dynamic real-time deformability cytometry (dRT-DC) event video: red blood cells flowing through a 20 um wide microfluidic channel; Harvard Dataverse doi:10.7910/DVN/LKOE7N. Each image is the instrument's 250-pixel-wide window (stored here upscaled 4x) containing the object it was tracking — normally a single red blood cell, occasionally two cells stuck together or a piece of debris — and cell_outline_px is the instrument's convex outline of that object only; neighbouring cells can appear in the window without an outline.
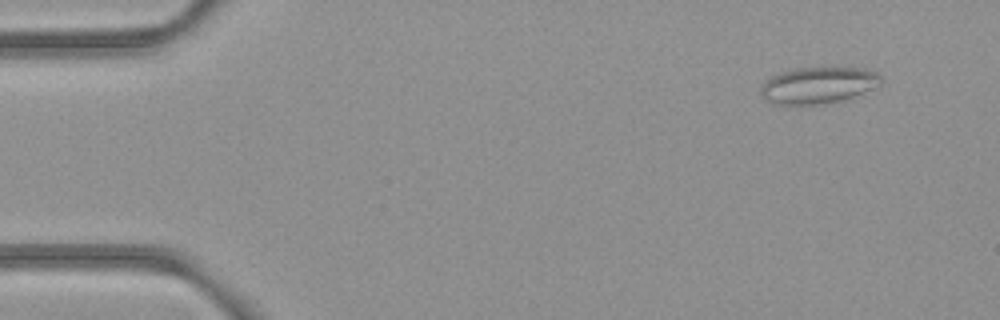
{"species": "common noctule bat (a hibernating species)", "species_latin": "Nyctalus noctula", "temperature_condition": "room temperature", "stored_images_in_passage": 53, "camera_frame_rate_fps": 3000, "um_per_image_px": 0.085, "animal": {"sex": "female", "body_mass_g": 21.9}, "frame": {"image": 1, "passage_image": 5, "time_ms": 1.333, "image_size_px": [1000, 320], "cell_outline_px": [[880, 84], [852, 96], [840, 100], [816, 104], [772, 104], [764, 100], [760, 92], [760, 84], [764, 80], [772, 76], [792, 68], [864, 68], [876, 72], [880, 76]], "centroid_in_image_um": [69.44, 7.23], "position_along_channel_um": 15.6, "area_um2": 25.26}}
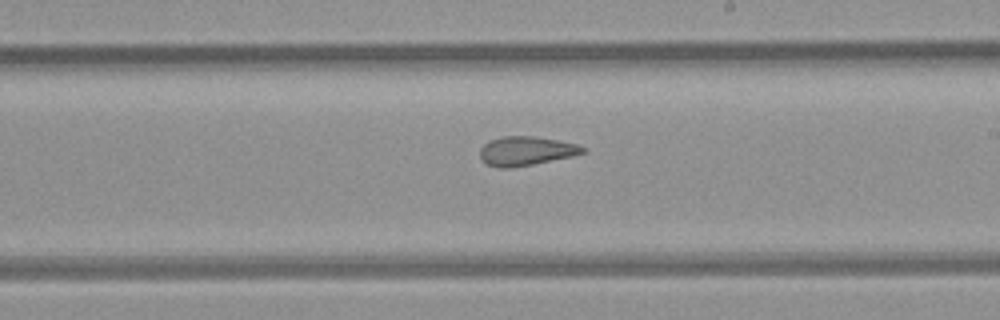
{"frame": {"image": 2, "passage_image": 31, "time_ms": 10.0, "image_size_px": [1000, 320], "cell_outline_px": [[588, 152], [572, 156], [512, 168], [500, 168], [488, 164], [480, 160], [480, 148], [488, 140], [504, 136], [532, 136], [556, 140], [576, 144], [584, 148]], "centroid_in_image_um": [44.68, 12.83], "position_along_channel_um": 244.3, "area_um2": 17.34}}
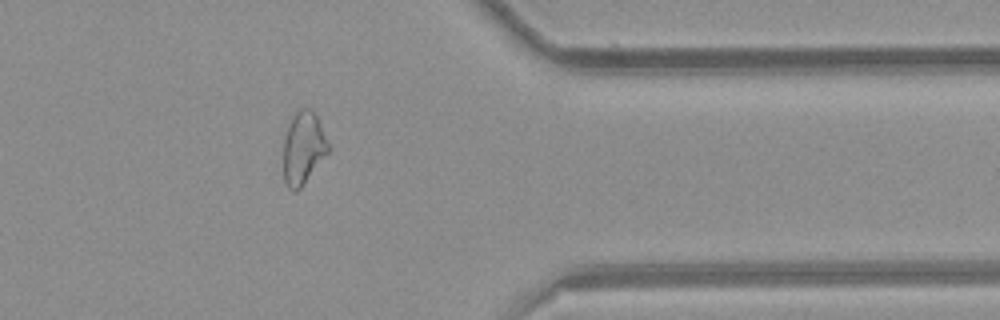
{"frame": {"image": 3, "passage_image": 43, "time_ms": 14.0, "image_size_px": [1000, 320], "cell_outline_px": [[332, 148], [300, 188], [296, 192], [292, 192], [288, 188], [284, 180], [284, 140], [288, 124], [292, 116], [300, 108], [308, 108], [316, 116]], "centroid_in_image_um": [25.79, 12.59], "position_along_channel_um": 385.6, "area_um2": 18.96}, "authors_computed_cell_mechanics": {"area_um2": 20.7502, "velocity_mm_per_s": 3.941, "shape_relaxation_time_tau1_ms": null, "shape_relaxation_time_tau2_ms": 2.1519, "deformation_change_tau1": null, "deformation_change_tau2": 0.097}}